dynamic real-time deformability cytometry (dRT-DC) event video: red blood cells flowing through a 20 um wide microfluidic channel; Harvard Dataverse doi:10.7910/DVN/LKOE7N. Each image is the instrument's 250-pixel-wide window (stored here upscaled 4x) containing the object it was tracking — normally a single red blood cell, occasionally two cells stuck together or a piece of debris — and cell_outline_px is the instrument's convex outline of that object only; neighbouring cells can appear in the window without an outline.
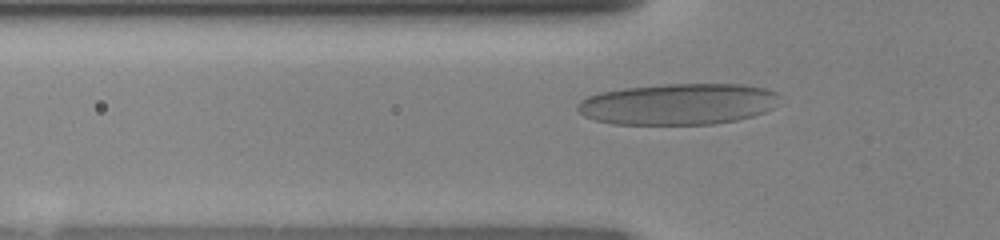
{"species": "human", "species_latin": "Homo sapiens", "temperature_condition": "room temperature", "stored_images_in_passage": 34, "camera_frame_rate_fps": 3000, "um_per_image_px": 0.085, "donor": {"sex": "female"}, "frame": {"image": 1, "passage_image": 2, "time_ms": 0.333, "image_size_px": [1000, 240], "cell_outline_px": [[780, 96], [772, 108], [764, 112], [752, 116], [736, 120], [712, 124], [612, 124], [596, 120], [584, 116], [576, 108], [580, 100], [588, 96], [600, 92], [624, 88], [660, 84], [744, 84], [768, 88], [776, 92]], "centroid_in_image_um": [57.65, 8.84], "position_along_channel_um": 68.2, "area_um2": 48.73}}
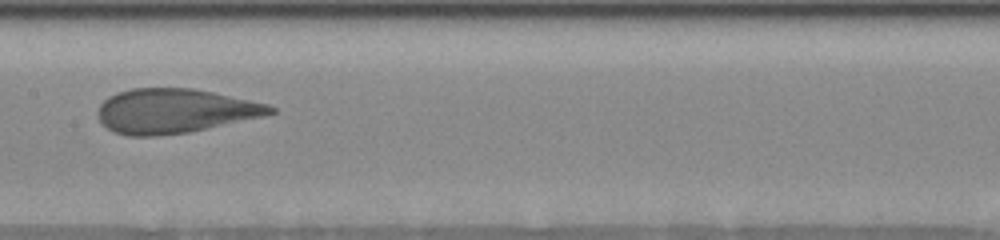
{"frame": {"image": 2, "passage_image": 11, "time_ms": 3.333, "image_size_px": [1000, 240], "cell_outline_px": [[276, 112], [264, 116], [188, 132], [156, 136], [128, 136], [112, 132], [100, 120], [96, 112], [100, 104], [108, 96], [116, 92], [132, 88], [192, 88], [212, 92], [268, 104], [276, 108]], "centroid_in_image_um": [14.81, 9.43], "position_along_channel_um": 192.6, "area_um2": 44.56}}
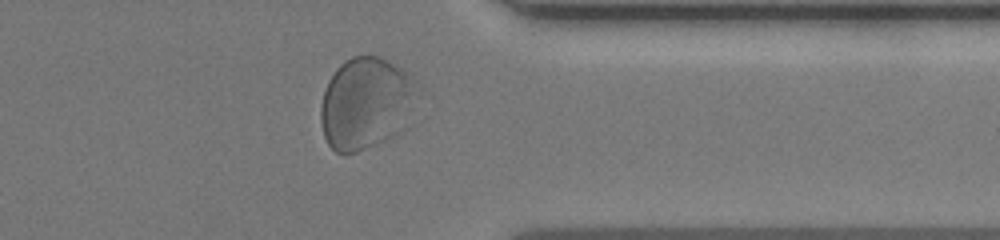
{"frame": {"image": 3, "passage_image": 25, "time_ms": 8.0, "image_size_px": [1000, 240], "cell_outline_px": [[420, 84], [404, 128], [400, 132], [392, 136], [356, 152], [344, 156], [336, 152], [328, 144], [324, 136], [320, 120], [320, 108], [324, 92], [328, 80], [336, 68], [340, 64], [352, 56], [380, 56], [400, 68]], "centroid_in_image_um": [31.07, 8.78], "position_along_channel_um": 380.3, "area_um2": 51.73}}